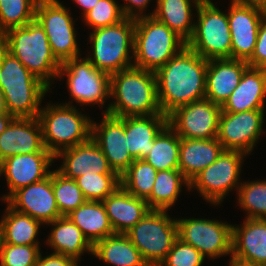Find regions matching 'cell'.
Here are the masks:
<instances>
[{"instance_id":"obj_21","label":"cell","mask_w":266,"mask_h":266,"mask_svg":"<svg viewBox=\"0 0 266 266\" xmlns=\"http://www.w3.org/2000/svg\"><path fill=\"white\" fill-rule=\"evenodd\" d=\"M230 262L246 266L266 264V219H248L233 225Z\"/></svg>"},{"instance_id":"obj_47","label":"cell","mask_w":266,"mask_h":266,"mask_svg":"<svg viewBox=\"0 0 266 266\" xmlns=\"http://www.w3.org/2000/svg\"><path fill=\"white\" fill-rule=\"evenodd\" d=\"M14 118L15 117L13 115L0 116V135L6 130V128Z\"/></svg>"},{"instance_id":"obj_50","label":"cell","mask_w":266,"mask_h":266,"mask_svg":"<svg viewBox=\"0 0 266 266\" xmlns=\"http://www.w3.org/2000/svg\"><path fill=\"white\" fill-rule=\"evenodd\" d=\"M230 266H246V265H241L239 263L230 262Z\"/></svg>"},{"instance_id":"obj_17","label":"cell","mask_w":266,"mask_h":266,"mask_svg":"<svg viewBox=\"0 0 266 266\" xmlns=\"http://www.w3.org/2000/svg\"><path fill=\"white\" fill-rule=\"evenodd\" d=\"M103 116L99 125L92 121L91 138L102 150L110 168L120 177L135 161L127 147L124 117L108 113Z\"/></svg>"},{"instance_id":"obj_15","label":"cell","mask_w":266,"mask_h":266,"mask_svg":"<svg viewBox=\"0 0 266 266\" xmlns=\"http://www.w3.org/2000/svg\"><path fill=\"white\" fill-rule=\"evenodd\" d=\"M264 123V110H248L238 113L221 111L217 140L225 150L251 154Z\"/></svg>"},{"instance_id":"obj_22","label":"cell","mask_w":266,"mask_h":266,"mask_svg":"<svg viewBox=\"0 0 266 266\" xmlns=\"http://www.w3.org/2000/svg\"><path fill=\"white\" fill-rule=\"evenodd\" d=\"M63 157L61 167L56 169L64 177L76 179L81 175L116 174L98 145L90 138L87 142L59 151L55 156Z\"/></svg>"},{"instance_id":"obj_28","label":"cell","mask_w":266,"mask_h":266,"mask_svg":"<svg viewBox=\"0 0 266 266\" xmlns=\"http://www.w3.org/2000/svg\"><path fill=\"white\" fill-rule=\"evenodd\" d=\"M49 224L53 226V229L46 242L54 249L53 253L71 257L77 262L80 261L84 252L92 254L93 246L67 216L57 218Z\"/></svg>"},{"instance_id":"obj_23","label":"cell","mask_w":266,"mask_h":266,"mask_svg":"<svg viewBox=\"0 0 266 266\" xmlns=\"http://www.w3.org/2000/svg\"><path fill=\"white\" fill-rule=\"evenodd\" d=\"M247 61L237 59L208 60L205 98L222 106L239 85Z\"/></svg>"},{"instance_id":"obj_26","label":"cell","mask_w":266,"mask_h":266,"mask_svg":"<svg viewBox=\"0 0 266 266\" xmlns=\"http://www.w3.org/2000/svg\"><path fill=\"white\" fill-rule=\"evenodd\" d=\"M167 124L166 114L124 117L125 138L131 157L144 159L152 149L154 139Z\"/></svg>"},{"instance_id":"obj_6","label":"cell","mask_w":266,"mask_h":266,"mask_svg":"<svg viewBox=\"0 0 266 266\" xmlns=\"http://www.w3.org/2000/svg\"><path fill=\"white\" fill-rule=\"evenodd\" d=\"M72 103H50L41 110L38 119L42 127L45 148L54 156L61 150L87 142L91 138L92 120Z\"/></svg>"},{"instance_id":"obj_51","label":"cell","mask_w":266,"mask_h":266,"mask_svg":"<svg viewBox=\"0 0 266 266\" xmlns=\"http://www.w3.org/2000/svg\"><path fill=\"white\" fill-rule=\"evenodd\" d=\"M2 40H3V34L0 31V45H2Z\"/></svg>"},{"instance_id":"obj_38","label":"cell","mask_w":266,"mask_h":266,"mask_svg":"<svg viewBox=\"0 0 266 266\" xmlns=\"http://www.w3.org/2000/svg\"><path fill=\"white\" fill-rule=\"evenodd\" d=\"M238 203L248 219H266V181L243 182L238 188Z\"/></svg>"},{"instance_id":"obj_48","label":"cell","mask_w":266,"mask_h":266,"mask_svg":"<svg viewBox=\"0 0 266 266\" xmlns=\"http://www.w3.org/2000/svg\"><path fill=\"white\" fill-rule=\"evenodd\" d=\"M11 115L8 111L3 90L0 87V116Z\"/></svg>"},{"instance_id":"obj_16","label":"cell","mask_w":266,"mask_h":266,"mask_svg":"<svg viewBox=\"0 0 266 266\" xmlns=\"http://www.w3.org/2000/svg\"><path fill=\"white\" fill-rule=\"evenodd\" d=\"M261 7L244 0H231L228 23L231 33V59L248 61L254 53L263 15Z\"/></svg>"},{"instance_id":"obj_40","label":"cell","mask_w":266,"mask_h":266,"mask_svg":"<svg viewBox=\"0 0 266 266\" xmlns=\"http://www.w3.org/2000/svg\"><path fill=\"white\" fill-rule=\"evenodd\" d=\"M116 2V0H99L89 12L82 16L84 22L93 30L121 22L125 17L122 14L121 5Z\"/></svg>"},{"instance_id":"obj_35","label":"cell","mask_w":266,"mask_h":266,"mask_svg":"<svg viewBox=\"0 0 266 266\" xmlns=\"http://www.w3.org/2000/svg\"><path fill=\"white\" fill-rule=\"evenodd\" d=\"M157 172L143 159L135 160L120 176V186L131 195L146 200L153 190Z\"/></svg>"},{"instance_id":"obj_46","label":"cell","mask_w":266,"mask_h":266,"mask_svg":"<svg viewBox=\"0 0 266 266\" xmlns=\"http://www.w3.org/2000/svg\"><path fill=\"white\" fill-rule=\"evenodd\" d=\"M74 3H77V5L80 6L83 10V16L89 12L97 3L99 0H73Z\"/></svg>"},{"instance_id":"obj_45","label":"cell","mask_w":266,"mask_h":266,"mask_svg":"<svg viewBox=\"0 0 266 266\" xmlns=\"http://www.w3.org/2000/svg\"><path fill=\"white\" fill-rule=\"evenodd\" d=\"M125 1H127V4L124 6L121 5L122 14L125 18L137 19L143 16H147L146 14H143V11H145V8H147V5H149L148 3L151 0H125Z\"/></svg>"},{"instance_id":"obj_27","label":"cell","mask_w":266,"mask_h":266,"mask_svg":"<svg viewBox=\"0 0 266 266\" xmlns=\"http://www.w3.org/2000/svg\"><path fill=\"white\" fill-rule=\"evenodd\" d=\"M224 150L217 138H180L179 170L191 182L203 169L216 161Z\"/></svg>"},{"instance_id":"obj_44","label":"cell","mask_w":266,"mask_h":266,"mask_svg":"<svg viewBox=\"0 0 266 266\" xmlns=\"http://www.w3.org/2000/svg\"><path fill=\"white\" fill-rule=\"evenodd\" d=\"M35 266H79L78 262L71 257L62 254L52 253L42 257L41 253L38 256Z\"/></svg>"},{"instance_id":"obj_13","label":"cell","mask_w":266,"mask_h":266,"mask_svg":"<svg viewBox=\"0 0 266 266\" xmlns=\"http://www.w3.org/2000/svg\"><path fill=\"white\" fill-rule=\"evenodd\" d=\"M178 238L195 247L204 257L232 254L233 225L211 219H178Z\"/></svg>"},{"instance_id":"obj_39","label":"cell","mask_w":266,"mask_h":266,"mask_svg":"<svg viewBox=\"0 0 266 266\" xmlns=\"http://www.w3.org/2000/svg\"><path fill=\"white\" fill-rule=\"evenodd\" d=\"M75 180L87 201H103L120 186L117 174H85Z\"/></svg>"},{"instance_id":"obj_31","label":"cell","mask_w":266,"mask_h":266,"mask_svg":"<svg viewBox=\"0 0 266 266\" xmlns=\"http://www.w3.org/2000/svg\"><path fill=\"white\" fill-rule=\"evenodd\" d=\"M92 255L113 266H149L126 234H114L98 241Z\"/></svg>"},{"instance_id":"obj_49","label":"cell","mask_w":266,"mask_h":266,"mask_svg":"<svg viewBox=\"0 0 266 266\" xmlns=\"http://www.w3.org/2000/svg\"><path fill=\"white\" fill-rule=\"evenodd\" d=\"M247 1L249 3H253L258 7H261L263 10L266 11V0H244Z\"/></svg>"},{"instance_id":"obj_32","label":"cell","mask_w":266,"mask_h":266,"mask_svg":"<svg viewBox=\"0 0 266 266\" xmlns=\"http://www.w3.org/2000/svg\"><path fill=\"white\" fill-rule=\"evenodd\" d=\"M1 219V237L4 243L14 245H39L36 239L41 222L12 209L8 204Z\"/></svg>"},{"instance_id":"obj_8","label":"cell","mask_w":266,"mask_h":266,"mask_svg":"<svg viewBox=\"0 0 266 266\" xmlns=\"http://www.w3.org/2000/svg\"><path fill=\"white\" fill-rule=\"evenodd\" d=\"M196 12L197 22L187 47L206 60L231 59L228 13L220 11L211 0H202Z\"/></svg>"},{"instance_id":"obj_12","label":"cell","mask_w":266,"mask_h":266,"mask_svg":"<svg viewBox=\"0 0 266 266\" xmlns=\"http://www.w3.org/2000/svg\"><path fill=\"white\" fill-rule=\"evenodd\" d=\"M245 153L224 150L219 158L203 169L189 184V190L196 188L201 196L212 204L222 203L225 196L238 188L241 166Z\"/></svg>"},{"instance_id":"obj_18","label":"cell","mask_w":266,"mask_h":266,"mask_svg":"<svg viewBox=\"0 0 266 266\" xmlns=\"http://www.w3.org/2000/svg\"><path fill=\"white\" fill-rule=\"evenodd\" d=\"M5 202L12 209L27 214L42 224L62 217L53 192L52 171L42 181L15 191Z\"/></svg>"},{"instance_id":"obj_24","label":"cell","mask_w":266,"mask_h":266,"mask_svg":"<svg viewBox=\"0 0 266 266\" xmlns=\"http://www.w3.org/2000/svg\"><path fill=\"white\" fill-rule=\"evenodd\" d=\"M265 99L266 69L248 67L221 110L229 113L264 110Z\"/></svg>"},{"instance_id":"obj_34","label":"cell","mask_w":266,"mask_h":266,"mask_svg":"<svg viewBox=\"0 0 266 266\" xmlns=\"http://www.w3.org/2000/svg\"><path fill=\"white\" fill-rule=\"evenodd\" d=\"M180 137L167 124L156 136L153 147L143 159L157 171L179 169Z\"/></svg>"},{"instance_id":"obj_36","label":"cell","mask_w":266,"mask_h":266,"mask_svg":"<svg viewBox=\"0 0 266 266\" xmlns=\"http://www.w3.org/2000/svg\"><path fill=\"white\" fill-rule=\"evenodd\" d=\"M52 187L61 216H67L87 201L76 180L64 177L57 170L52 171Z\"/></svg>"},{"instance_id":"obj_3","label":"cell","mask_w":266,"mask_h":266,"mask_svg":"<svg viewBox=\"0 0 266 266\" xmlns=\"http://www.w3.org/2000/svg\"><path fill=\"white\" fill-rule=\"evenodd\" d=\"M0 87L14 117H38L50 87L0 45Z\"/></svg>"},{"instance_id":"obj_20","label":"cell","mask_w":266,"mask_h":266,"mask_svg":"<svg viewBox=\"0 0 266 266\" xmlns=\"http://www.w3.org/2000/svg\"><path fill=\"white\" fill-rule=\"evenodd\" d=\"M51 153L43 143L38 117H15L0 135V162L17 154Z\"/></svg>"},{"instance_id":"obj_2","label":"cell","mask_w":266,"mask_h":266,"mask_svg":"<svg viewBox=\"0 0 266 266\" xmlns=\"http://www.w3.org/2000/svg\"><path fill=\"white\" fill-rule=\"evenodd\" d=\"M111 102L104 113L123 118L163 114L157 99L156 76L153 71L135 66L110 75Z\"/></svg>"},{"instance_id":"obj_11","label":"cell","mask_w":266,"mask_h":266,"mask_svg":"<svg viewBox=\"0 0 266 266\" xmlns=\"http://www.w3.org/2000/svg\"><path fill=\"white\" fill-rule=\"evenodd\" d=\"M67 76L71 98L80 105L100 104L110 99V75L97 69L87 58L64 61L57 77Z\"/></svg>"},{"instance_id":"obj_1","label":"cell","mask_w":266,"mask_h":266,"mask_svg":"<svg viewBox=\"0 0 266 266\" xmlns=\"http://www.w3.org/2000/svg\"><path fill=\"white\" fill-rule=\"evenodd\" d=\"M207 67L208 60L186 46L154 72L158 104L163 114L205 98Z\"/></svg>"},{"instance_id":"obj_43","label":"cell","mask_w":266,"mask_h":266,"mask_svg":"<svg viewBox=\"0 0 266 266\" xmlns=\"http://www.w3.org/2000/svg\"><path fill=\"white\" fill-rule=\"evenodd\" d=\"M247 63L249 67L266 69V13L260 22L254 53Z\"/></svg>"},{"instance_id":"obj_7","label":"cell","mask_w":266,"mask_h":266,"mask_svg":"<svg viewBox=\"0 0 266 266\" xmlns=\"http://www.w3.org/2000/svg\"><path fill=\"white\" fill-rule=\"evenodd\" d=\"M134 31L135 19L132 18H124L115 25L94 29L89 36L93 58L89 55L86 58L97 69L109 75L132 67Z\"/></svg>"},{"instance_id":"obj_14","label":"cell","mask_w":266,"mask_h":266,"mask_svg":"<svg viewBox=\"0 0 266 266\" xmlns=\"http://www.w3.org/2000/svg\"><path fill=\"white\" fill-rule=\"evenodd\" d=\"M221 106L204 98L175 108L168 114V125L180 138H217Z\"/></svg>"},{"instance_id":"obj_30","label":"cell","mask_w":266,"mask_h":266,"mask_svg":"<svg viewBox=\"0 0 266 266\" xmlns=\"http://www.w3.org/2000/svg\"><path fill=\"white\" fill-rule=\"evenodd\" d=\"M157 7L147 16H153L156 20L166 24L172 31L177 33L186 42L194 32L192 22V3L197 9L202 0H156ZM192 2V3H191Z\"/></svg>"},{"instance_id":"obj_10","label":"cell","mask_w":266,"mask_h":266,"mask_svg":"<svg viewBox=\"0 0 266 266\" xmlns=\"http://www.w3.org/2000/svg\"><path fill=\"white\" fill-rule=\"evenodd\" d=\"M58 0H38L35 19L46 32L54 56L63 63L80 57L71 13Z\"/></svg>"},{"instance_id":"obj_52","label":"cell","mask_w":266,"mask_h":266,"mask_svg":"<svg viewBox=\"0 0 266 266\" xmlns=\"http://www.w3.org/2000/svg\"><path fill=\"white\" fill-rule=\"evenodd\" d=\"M2 237H1V221H0V243H1Z\"/></svg>"},{"instance_id":"obj_19","label":"cell","mask_w":266,"mask_h":266,"mask_svg":"<svg viewBox=\"0 0 266 266\" xmlns=\"http://www.w3.org/2000/svg\"><path fill=\"white\" fill-rule=\"evenodd\" d=\"M53 160L52 153H32L17 154L0 162V176L4 174L9 188L3 200L6 201L15 191L47 178Z\"/></svg>"},{"instance_id":"obj_42","label":"cell","mask_w":266,"mask_h":266,"mask_svg":"<svg viewBox=\"0 0 266 266\" xmlns=\"http://www.w3.org/2000/svg\"><path fill=\"white\" fill-rule=\"evenodd\" d=\"M204 259L195 247L178 238L159 266H201Z\"/></svg>"},{"instance_id":"obj_29","label":"cell","mask_w":266,"mask_h":266,"mask_svg":"<svg viewBox=\"0 0 266 266\" xmlns=\"http://www.w3.org/2000/svg\"><path fill=\"white\" fill-rule=\"evenodd\" d=\"M67 217L82 231L92 246L115 234L102 201H86Z\"/></svg>"},{"instance_id":"obj_4","label":"cell","mask_w":266,"mask_h":266,"mask_svg":"<svg viewBox=\"0 0 266 266\" xmlns=\"http://www.w3.org/2000/svg\"><path fill=\"white\" fill-rule=\"evenodd\" d=\"M2 46L49 87L51 79L58 76L62 63L54 56L46 32L36 19L8 29Z\"/></svg>"},{"instance_id":"obj_9","label":"cell","mask_w":266,"mask_h":266,"mask_svg":"<svg viewBox=\"0 0 266 266\" xmlns=\"http://www.w3.org/2000/svg\"><path fill=\"white\" fill-rule=\"evenodd\" d=\"M167 210H150L127 233L149 266H159L178 239L176 220Z\"/></svg>"},{"instance_id":"obj_37","label":"cell","mask_w":266,"mask_h":266,"mask_svg":"<svg viewBox=\"0 0 266 266\" xmlns=\"http://www.w3.org/2000/svg\"><path fill=\"white\" fill-rule=\"evenodd\" d=\"M38 0H0V31L25 26L35 19Z\"/></svg>"},{"instance_id":"obj_5","label":"cell","mask_w":266,"mask_h":266,"mask_svg":"<svg viewBox=\"0 0 266 266\" xmlns=\"http://www.w3.org/2000/svg\"><path fill=\"white\" fill-rule=\"evenodd\" d=\"M186 46L183 38L153 16L135 19L133 66L155 72Z\"/></svg>"},{"instance_id":"obj_33","label":"cell","mask_w":266,"mask_h":266,"mask_svg":"<svg viewBox=\"0 0 266 266\" xmlns=\"http://www.w3.org/2000/svg\"><path fill=\"white\" fill-rule=\"evenodd\" d=\"M182 184L189 189L190 182L179 169L158 171L153 190L146 202L151 210H167L176 202Z\"/></svg>"},{"instance_id":"obj_25","label":"cell","mask_w":266,"mask_h":266,"mask_svg":"<svg viewBox=\"0 0 266 266\" xmlns=\"http://www.w3.org/2000/svg\"><path fill=\"white\" fill-rule=\"evenodd\" d=\"M102 203L115 234H126L151 210L145 199L131 195L121 186Z\"/></svg>"},{"instance_id":"obj_41","label":"cell","mask_w":266,"mask_h":266,"mask_svg":"<svg viewBox=\"0 0 266 266\" xmlns=\"http://www.w3.org/2000/svg\"><path fill=\"white\" fill-rule=\"evenodd\" d=\"M40 254L39 245L0 243L1 266H35Z\"/></svg>"}]
</instances>
